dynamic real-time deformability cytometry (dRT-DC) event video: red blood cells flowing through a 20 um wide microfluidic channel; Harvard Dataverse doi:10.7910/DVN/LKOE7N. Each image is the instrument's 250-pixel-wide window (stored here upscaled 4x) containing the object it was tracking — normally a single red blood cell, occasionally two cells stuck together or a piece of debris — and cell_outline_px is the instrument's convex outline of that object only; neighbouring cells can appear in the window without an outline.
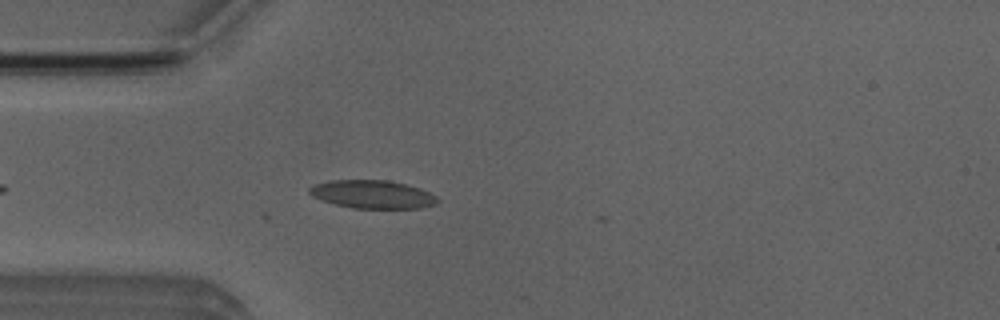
{"species": "Egyptian fruit bat (a non-hibernating species)", "species_latin": "Rousettus aegyptiacus", "temperature_condition": "room temperature", "stored_images_in_passage": 4, "camera_frame_rate_fps": 3000, "um_per_image_px": 0.085, "animal": {"sex": "male"}, "frame": {"image": 1, "passage_image": 4, "time_ms": 1.0, "image_size_px": [1000, 320], "cell_outline_px": [[440, 200], [436, 204], [420, 208], [352, 208], [320, 200], [312, 196], [308, 192], [308, 188], [312, 184], [332, 180], [388, 180], [420, 188], [436, 196]], "centroid_in_image_um": [31.63, 16.51], "position_along_channel_um": 53.4, "area_um2": 21.1}}